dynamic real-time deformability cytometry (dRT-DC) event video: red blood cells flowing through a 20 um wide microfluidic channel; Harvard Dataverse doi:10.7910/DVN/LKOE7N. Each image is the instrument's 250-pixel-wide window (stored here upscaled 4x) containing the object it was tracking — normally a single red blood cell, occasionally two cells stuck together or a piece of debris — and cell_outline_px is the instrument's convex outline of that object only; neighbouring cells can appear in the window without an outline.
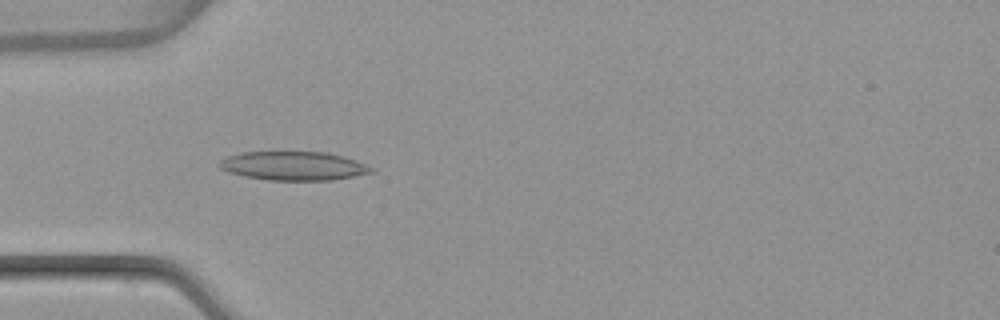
{"species": "common noctule bat (a hibernating species)", "species_latin": "Nyctalus noctula", "temperature_condition": "warm", "stored_images_in_passage": 43, "camera_frame_rate_fps": 3000, "um_per_image_px": 0.085, "animal": {"sex": "female", "body_mass_g": 22.7, "forearm_length_mm": 54.2}, "frame": {"image": 1, "passage_image": 10, "time_ms": 3.0, "image_size_px": [1000, 320], "cell_outline_px": [[376, 172], [332, 180], [268, 180], [244, 176], [228, 172], [220, 168], [216, 164], [220, 160], [228, 156], [240, 152], [324, 152], [344, 156], [376, 168]], "centroid_in_image_um": [24.96, 14.1], "position_along_channel_um": 60.0, "area_um2": 25.66}}
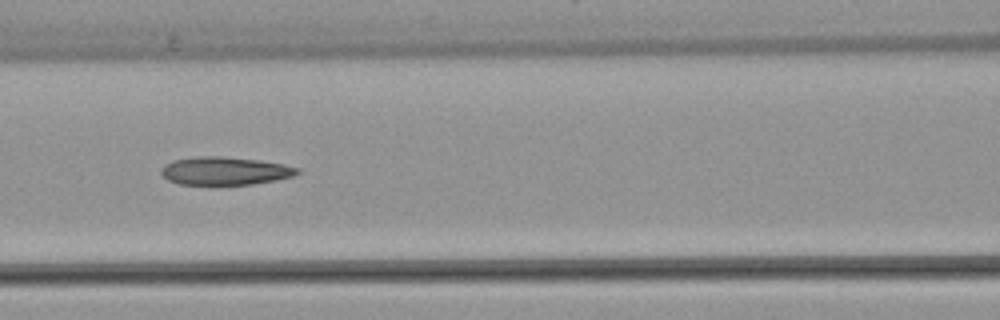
{"frame": {"image": 2, "passage_image": 17, "time_ms": 5.333, "image_size_px": [1000, 320], "cell_outline_px": [[300, 172], [292, 176], [252, 184], [180, 184], [168, 180], [160, 172], [160, 168], [164, 164], [172, 160], [196, 156], [220, 156], [260, 160], [284, 164], [300, 168]], "centroid_in_image_um": [19.08, 14.51], "position_along_channel_um": 147.5, "area_um2": 22.2}}
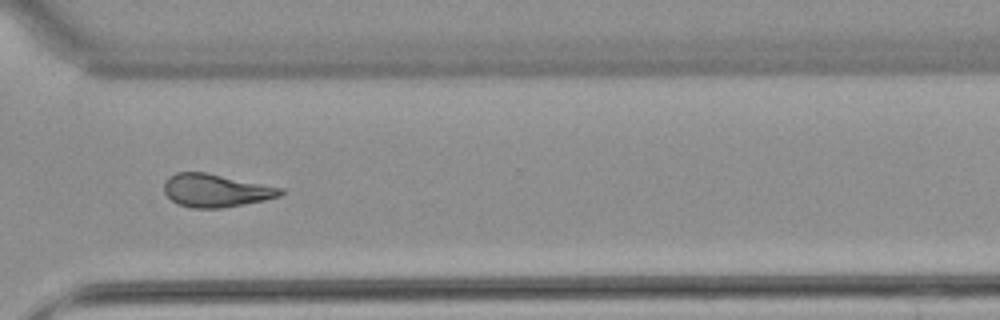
{"frame": {"image": 3, "passage_image": 33, "time_ms": 10.667, "image_size_px": [1000, 320], "cell_outline_px": [[284, 192], [280, 196], [264, 200], [220, 208], [192, 208], [176, 204], [164, 192], [164, 180], [168, 176], [176, 172], [204, 172], [284, 188]], "centroid_in_image_um": [18.31, 16.19], "position_along_channel_um": 352.3, "area_um2": 22.37}, "authors_computed_cell_mechanics": {"area_um2": 22.9466, "velocity_mm_per_s": 3.8417, "shape_relaxation_time_tau1_ms": null, "shape_relaxation_time_tau2_ms": 3.9344, "deformation_change_tau1": null, "deformation_change_tau2": 0.1353}}